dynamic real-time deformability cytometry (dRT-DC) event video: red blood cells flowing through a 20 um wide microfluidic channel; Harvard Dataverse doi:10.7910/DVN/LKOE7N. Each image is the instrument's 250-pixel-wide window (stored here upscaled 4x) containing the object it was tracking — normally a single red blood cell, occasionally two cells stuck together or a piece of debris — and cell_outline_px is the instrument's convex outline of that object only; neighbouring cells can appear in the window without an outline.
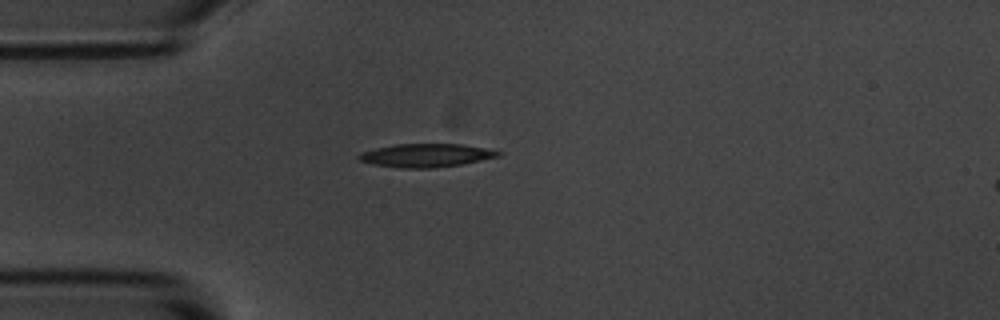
{"species": "common noctule bat (a hibernating species)", "species_latin": "Nyctalus noctula", "temperature_condition": "room temperature", "stored_images_in_passage": 2, "camera_frame_rate_fps": 3000, "um_per_image_px": 0.085, "animal": {"sex": "male", "body_mass_g": 20.1, "forearm_length_mm": 53.5}, "frame": {"image": 1, "passage_image": 1, "time_ms": 0.0, "image_size_px": [1000, 320], "cell_outline_px": [[504, 152], [500, 156], [460, 164], [432, 168], [400, 168], [372, 164], [360, 160], [356, 156], [360, 152], [376, 148], [396, 144], [460, 144], [484, 148]], "centroid_in_image_um": [36.18, 13.2], "position_along_channel_um": 48.8, "area_um2": 18.84}}